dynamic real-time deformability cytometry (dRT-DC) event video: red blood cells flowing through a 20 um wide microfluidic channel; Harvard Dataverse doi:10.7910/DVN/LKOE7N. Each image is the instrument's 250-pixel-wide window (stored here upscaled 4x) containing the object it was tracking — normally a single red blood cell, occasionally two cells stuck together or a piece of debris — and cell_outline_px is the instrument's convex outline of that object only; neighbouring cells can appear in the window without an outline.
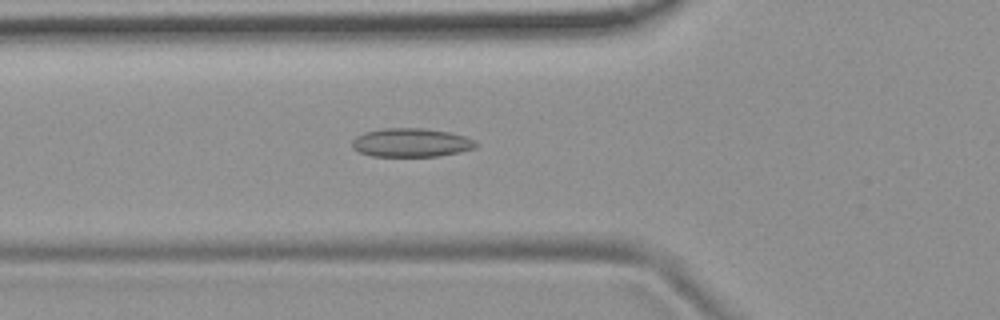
{"species": "common noctule bat (a hibernating species)", "species_latin": "Nyctalus noctula", "temperature_condition": "room temperature", "stored_images_in_passage": 45, "camera_frame_rate_fps": 3000, "um_per_image_px": 0.085, "animal": {"sex": "female", "body_mass_g": 19.9}, "frame": {"image": 1, "passage_image": 18, "time_ms": 5.667, "image_size_px": [1000, 320], "cell_outline_px": [[476, 148], [436, 156], [372, 156], [360, 152], [352, 148], [352, 140], [356, 136], [364, 132], [384, 128], [424, 128], [452, 132], [476, 140]], "centroid_in_image_um": [34.93, 12.11], "position_along_channel_um": 90.9, "area_um2": 20.69}}
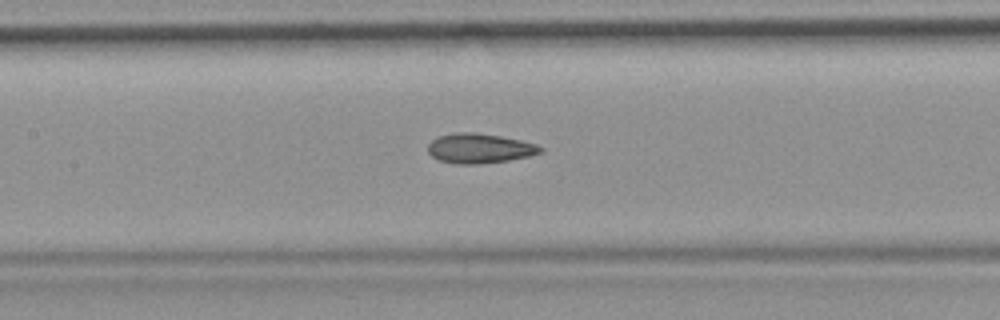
{"frame": {"image": 2, "passage_image": 24, "time_ms": 7.667, "image_size_px": [1000, 320], "cell_outline_px": [[544, 148], [540, 152], [528, 156], [508, 160], [476, 164], [456, 164], [440, 160], [432, 156], [428, 152], [428, 144], [432, 140], [440, 136], [456, 132], [476, 132], [500, 136], [520, 140], [536, 144]], "centroid_in_image_um": [40.74, 12.6], "position_along_channel_um": 166.7, "area_um2": 19.31}}
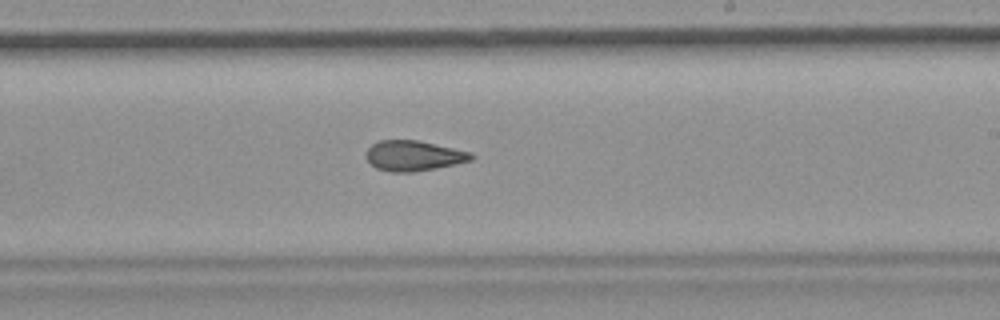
{"frame": {"image": 3, "passage_image": 31, "time_ms": 10.0, "image_size_px": [1000, 320], "cell_outline_px": [[476, 156], [472, 160], [436, 168], [412, 172], [388, 172], [376, 168], [364, 156], [368, 148], [372, 144], [380, 140], [416, 140], [452, 148], [468, 152]], "centroid_in_image_um": [35.11, 13.24], "position_along_channel_um": 253.9, "area_um2": 18.38}, "authors_computed_cell_mechanics": {"area_um2": 19.3052, "velocity_mm_per_s": 3.7627, "shape_relaxation_time_tau1_ms": null, "shape_relaxation_time_tau2_ms": 3.411, "deformation_change_tau1": null, "deformation_change_tau2": 0.1012}}